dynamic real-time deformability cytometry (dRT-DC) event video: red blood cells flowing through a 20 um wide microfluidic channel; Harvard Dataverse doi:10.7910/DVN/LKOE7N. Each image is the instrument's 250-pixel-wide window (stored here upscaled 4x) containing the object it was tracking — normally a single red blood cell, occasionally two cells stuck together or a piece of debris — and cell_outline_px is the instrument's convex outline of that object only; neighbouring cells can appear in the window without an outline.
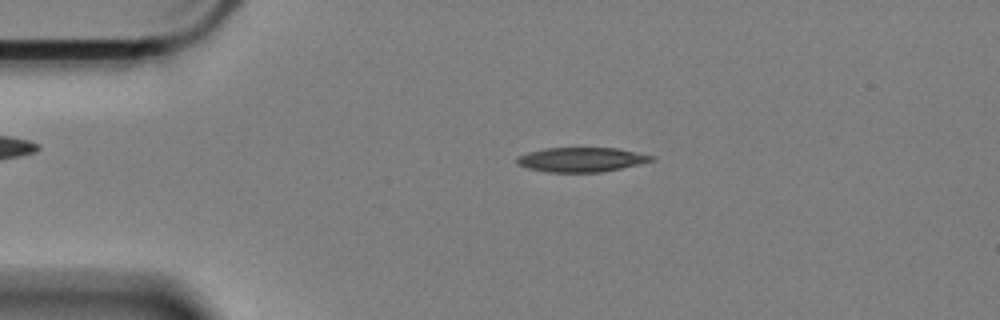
{"species": "Egyptian fruit bat (a non-hibernating species)", "species_latin": "Rousettus aegyptiacus", "temperature_condition": "cold", "stored_images_in_passage": 41, "camera_frame_rate_fps": 3000, "um_per_image_px": 0.085, "animal": {"sex": "female"}, "frame": {"image": 1, "passage_image": 2, "time_ms": 0.333, "image_size_px": [1000, 320], "cell_outline_px": [[656, 160], [620, 168], [600, 172], [548, 172], [528, 168], [516, 164], [516, 156], [528, 152], [544, 148], [616, 148], [656, 156]], "centroid_in_image_um": [49.4, 13.56], "position_along_channel_um": 35.6, "area_um2": 19.19}}
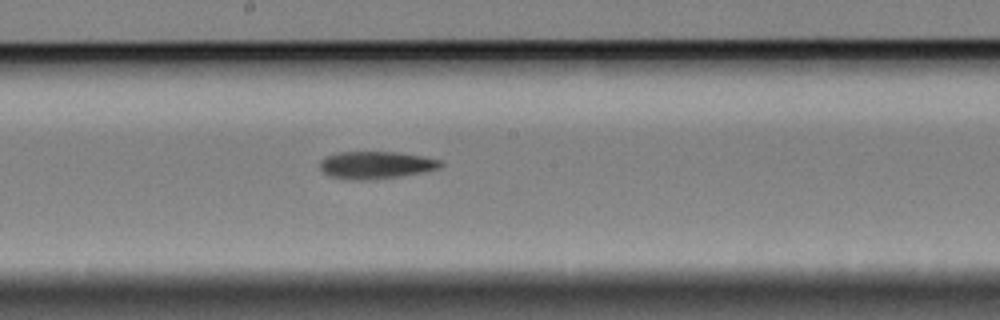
{"frame": {"image": 2, "passage_image": 21, "time_ms": 6.667, "image_size_px": [1000, 320], "cell_outline_px": [[444, 164], [440, 168], [400, 176], [376, 180], [344, 180], [328, 176], [320, 168], [320, 160], [324, 156], [340, 152], [396, 152], [420, 156], [440, 160]], "centroid_in_image_um": [31.89, 14.04], "position_along_channel_um": 216.3, "area_um2": 19.42}}
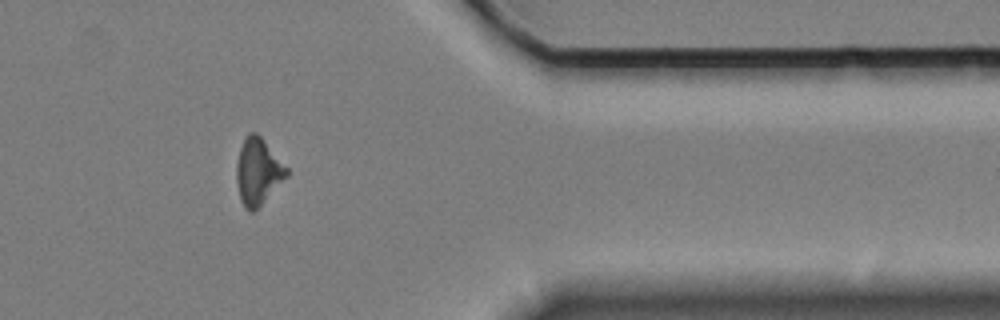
{"frame": {"image": 3, "passage_image": 38, "time_ms": 12.333, "image_size_px": [1000, 320], "cell_outline_px": [[288, 176], [252, 212], [248, 212], [244, 208], [240, 200], [236, 180], [236, 164], [240, 148], [248, 132], [256, 132], [260, 136], [288, 168]], "centroid_in_image_um": [21.91, 14.58], "position_along_channel_um": 389.5, "area_um2": 19.19}}